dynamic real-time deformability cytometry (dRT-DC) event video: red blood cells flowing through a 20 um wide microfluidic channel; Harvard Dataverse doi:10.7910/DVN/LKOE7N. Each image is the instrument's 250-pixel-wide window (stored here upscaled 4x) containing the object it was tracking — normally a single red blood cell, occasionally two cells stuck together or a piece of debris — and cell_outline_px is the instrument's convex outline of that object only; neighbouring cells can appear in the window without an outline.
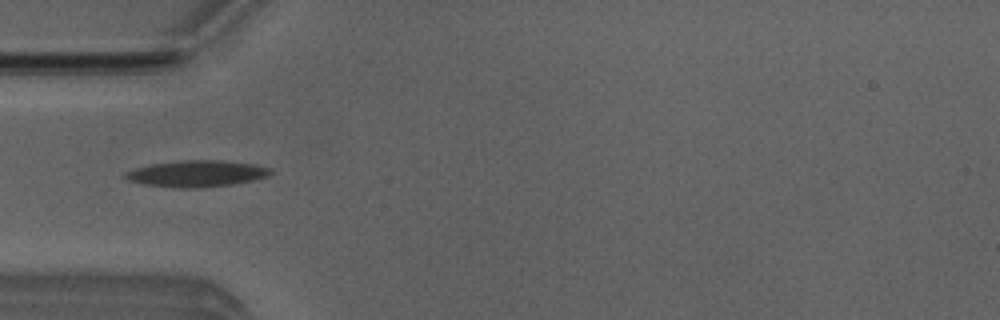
{"species": "Egyptian fruit bat (a non-hibernating species)", "species_latin": "Rousettus aegyptiacus", "temperature_condition": "room temperature", "stored_images_in_passage": 2, "camera_frame_rate_fps": 3000, "um_per_image_px": 0.085, "animal": {"sex": "male"}, "frame": {"image": 1, "passage_image": 2, "time_ms": 0.333, "image_size_px": [1000, 320], "cell_outline_px": [[272, 172], [268, 176], [252, 180], [232, 184], [204, 188], [176, 188], [144, 184], [128, 180], [120, 176], [124, 172], [136, 168], [152, 164], [184, 160], [220, 160], [252, 164], [272, 168]], "centroid_in_image_um": [16.69, 14.76], "position_along_channel_um": 68.3, "area_um2": 22.43}}